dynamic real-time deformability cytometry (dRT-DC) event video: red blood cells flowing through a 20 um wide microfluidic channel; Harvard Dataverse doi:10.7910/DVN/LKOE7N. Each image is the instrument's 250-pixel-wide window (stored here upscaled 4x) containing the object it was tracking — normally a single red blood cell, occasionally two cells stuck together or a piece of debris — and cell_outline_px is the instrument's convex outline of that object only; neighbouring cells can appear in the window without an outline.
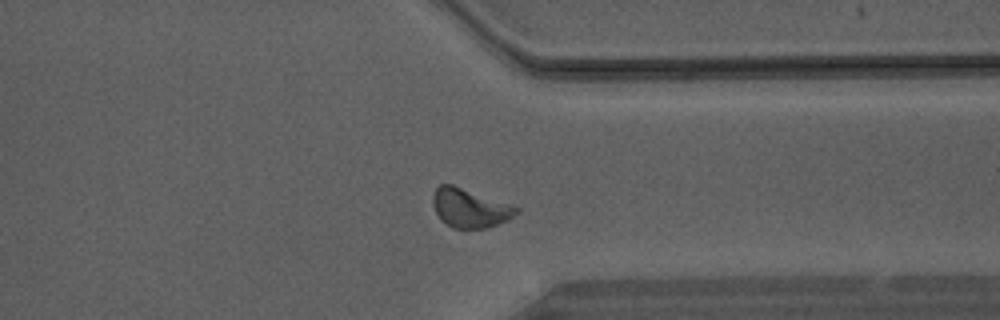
{"species": "Egyptian fruit bat (a non-hibernating species)", "species_latin": "Rousettus aegyptiacus", "temperature_condition": "warm", "stored_images_in_passage": 32, "camera_frame_rate_fps": 3000, "um_per_image_px": 0.085, "animal": {"sex": "male"}, "frame": {"image": 1, "passage_image": 22, "time_ms": 7.0, "image_size_px": [1000, 320], "cell_outline_px": [[520, 212], [508, 220], [488, 228], [452, 228], [440, 220], [432, 204], [432, 196], [436, 188], [440, 184], [452, 184], [520, 208]], "centroid_in_image_um": [39.92, 17.7], "position_along_channel_um": 371.5, "area_um2": 18.9}}
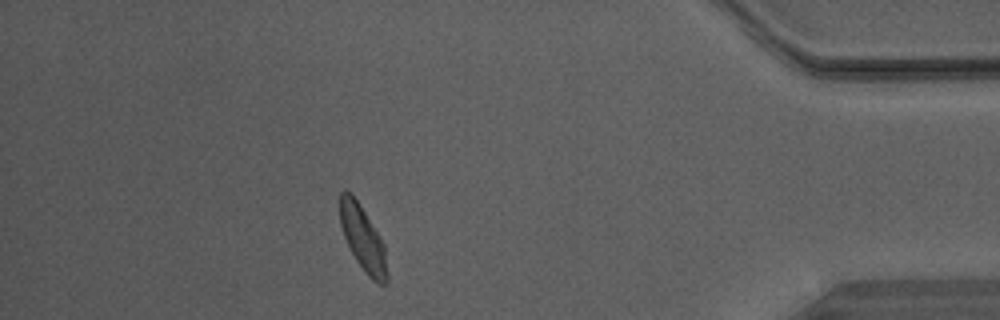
{"frame": {"image": 2, "passage_image": 27, "time_ms": 8.667, "image_size_px": [1000, 320], "cell_outline_px": [[388, 280], [384, 284], [380, 284], [372, 280], [364, 272], [356, 260], [344, 236], [340, 224], [340, 192], [344, 188], [360, 204], [384, 244], [388, 272]], "centroid_in_image_um": [30.85, 20.3], "position_along_channel_um": 404.3, "area_um2": 17.69}}